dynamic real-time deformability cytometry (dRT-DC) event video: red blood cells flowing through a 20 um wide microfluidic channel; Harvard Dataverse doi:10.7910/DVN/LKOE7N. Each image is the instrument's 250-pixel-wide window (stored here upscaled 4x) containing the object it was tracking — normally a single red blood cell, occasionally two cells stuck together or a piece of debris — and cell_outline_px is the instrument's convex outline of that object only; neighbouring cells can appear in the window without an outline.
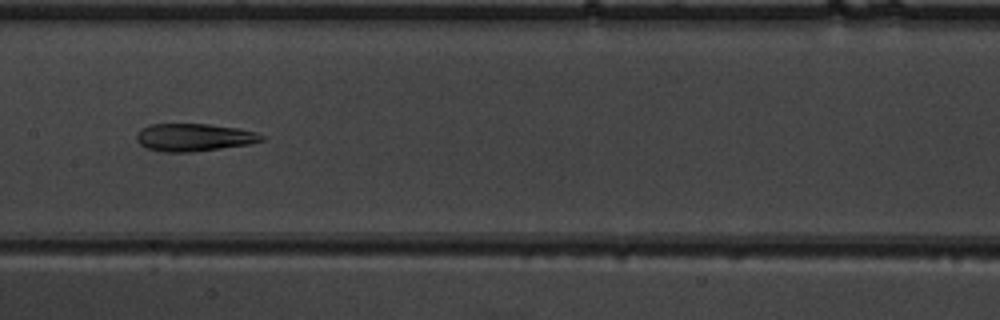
{"species": "common noctule bat (a hibernating species)", "species_latin": "Nyctalus noctula", "temperature_condition": "warm", "stored_images_in_passage": 46, "camera_frame_rate_fps": 3000, "um_per_image_px": 0.085, "animal": {"sex": "male", "body_mass_g": 19.5, "forearm_length_mm": 54.6}, "frame": {"image": 1, "passage_image": 26, "time_ms": 8.333, "image_size_px": [1000, 320], "cell_outline_px": [[264, 140], [252, 144], [188, 152], [164, 152], [148, 148], [140, 144], [136, 140], [136, 132], [140, 128], [148, 124], [208, 124], [240, 128], [256, 132], [264, 136]], "centroid_in_image_um": [16.48, 11.66], "position_along_channel_um": 190.9, "area_um2": 20.29}}
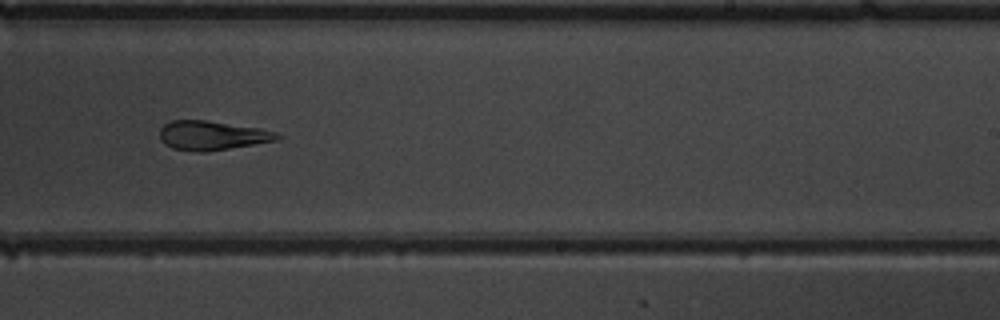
{"frame": {"image": 2, "passage_image": 32, "time_ms": 10.333, "image_size_px": [1000, 320], "cell_outline_px": [[284, 136], [276, 140], [204, 152], [192, 152], [172, 148], [164, 144], [160, 140], [160, 128], [164, 124], [172, 120], [204, 120], [260, 128], [276, 132]], "centroid_in_image_um": [17.99, 11.51], "position_along_channel_um": 271.0, "area_um2": 19.94}}
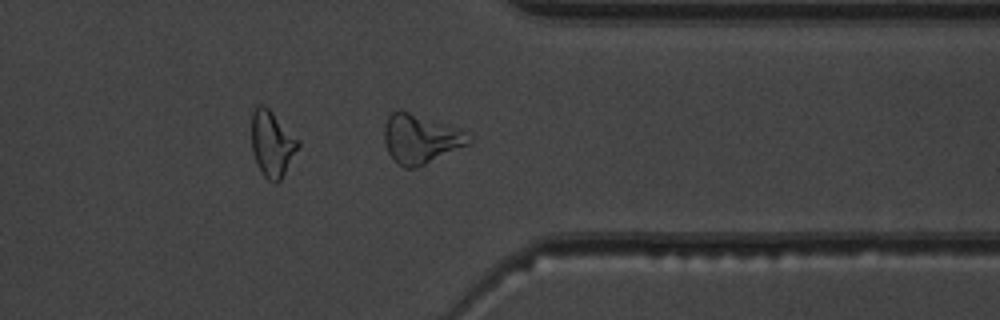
{"frame": {"image": 3, "passage_image": 40, "time_ms": 13.0, "image_size_px": [1000, 320], "cell_outline_px": [[472, 144], [416, 168], [404, 168], [388, 152], [384, 140], [384, 124], [388, 116], [392, 112], [400, 108], [464, 132], [472, 140]], "centroid_in_image_um": [35.72, 11.81], "position_along_channel_um": 375.7, "area_um2": 23.93}, "authors_computed_cell_mechanics": {"area_um2": 22.0796, "velocity_mm_per_s": 4.0249, "shape_relaxation_time_tau1_ms": null, "shape_relaxation_time_tau2_ms": 1.7348, "deformation_change_tau1": null, "deformation_change_tau2": 0.102}}